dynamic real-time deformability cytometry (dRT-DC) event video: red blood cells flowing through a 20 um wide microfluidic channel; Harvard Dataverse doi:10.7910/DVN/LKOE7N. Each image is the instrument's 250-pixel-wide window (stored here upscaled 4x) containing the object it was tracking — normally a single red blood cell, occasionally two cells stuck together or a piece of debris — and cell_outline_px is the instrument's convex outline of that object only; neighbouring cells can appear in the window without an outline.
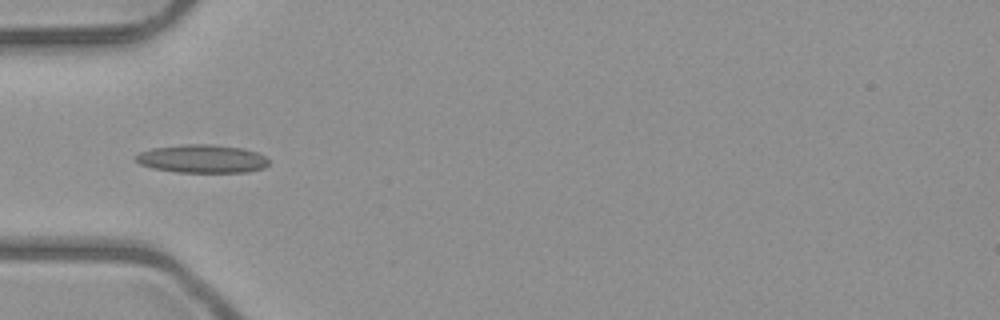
{"species": "common noctule bat (a hibernating species)", "species_latin": "Nyctalus noctula", "temperature_condition": "room temperature", "stored_images_in_passage": 1, "camera_frame_rate_fps": 3000, "um_per_image_px": 0.085, "animal": {"sex": "male", "body_mass_g": 23.1, "forearm_length_mm": 52.7}, "frame": {"image": 1, "passage_image": 1, "time_ms": 0.0, "image_size_px": [1000, 320], "cell_outline_px": [[268, 164], [264, 168], [248, 172], [176, 172], [152, 168], [140, 164], [136, 160], [136, 156], [140, 152], [152, 148], [184, 144], [212, 144], [240, 148], [256, 152], [264, 156], [268, 160]], "centroid_in_image_um": [17.17, 13.5], "position_along_channel_um": 67.8, "area_um2": 21.79}}